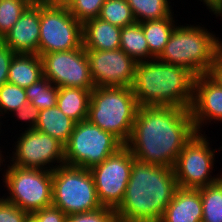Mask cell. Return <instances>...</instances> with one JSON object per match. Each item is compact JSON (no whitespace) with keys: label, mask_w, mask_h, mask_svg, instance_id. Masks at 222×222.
<instances>
[{"label":"cell","mask_w":222,"mask_h":222,"mask_svg":"<svg viewBox=\"0 0 222 222\" xmlns=\"http://www.w3.org/2000/svg\"><path fill=\"white\" fill-rule=\"evenodd\" d=\"M202 199V222H222V177L199 188Z\"/></svg>","instance_id":"25"},{"label":"cell","mask_w":222,"mask_h":222,"mask_svg":"<svg viewBox=\"0 0 222 222\" xmlns=\"http://www.w3.org/2000/svg\"><path fill=\"white\" fill-rule=\"evenodd\" d=\"M190 112L197 133H205V125L209 127L210 124H218L219 121L221 125L222 85L209 73L196 76L194 79Z\"/></svg>","instance_id":"15"},{"label":"cell","mask_w":222,"mask_h":222,"mask_svg":"<svg viewBox=\"0 0 222 222\" xmlns=\"http://www.w3.org/2000/svg\"><path fill=\"white\" fill-rule=\"evenodd\" d=\"M26 222H34V221L29 217Z\"/></svg>","instance_id":"41"},{"label":"cell","mask_w":222,"mask_h":222,"mask_svg":"<svg viewBox=\"0 0 222 222\" xmlns=\"http://www.w3.org/2000/svg\"><path fill=\"white\" fill-rule=\"evenodd\" d=\"M52 5L68 6L72 0H44Z\"/></svg>","instance_id":"38"},{"label":"cell","mask_w":222,"mask_h":222,"mask_svg":"<svg viewBox=\"0 0 222 222\" xmlns=\"http://www.w3.org/2000/svg\"><path fill=\"white\" fill-rule=\"evenodd\" d=\"M52 205L61 209L67 216L103 207L90 170L66 164L54 169Z\"/></svg>","instance_id":"7"},{"label":"cell","mask_w":222,"mask_h":222,"mask_svg":"<svg viewBox=\"0 0 222 222\" xmlns=\"http://www.w3.org/2000/svg\"><path fill=\"white\" fill-rule=\"evenodd\" d=\"M198 1H201L209 11L219 2V0H198Z\"/></svg>","instance_id":"39"},{"label":"cell","mask_w":222,"mask_h":222,"mask_svg":"<svg viewBox=\"0 0 222 222\" xmlns=\"http://www.w3.org/2000/svg\"><path fill=\"white\" fill-rule=\"evenodd\" d=\"M136 22L151 21L170 17L173 12L170 0H126ZM171 4V5H170Z\"/></svg>","instance_id":"24"},{"label":"cell","mask_w":222,"mask_h":222,"mask_svg":"<svg viewBox=\"0 0 222 222\" xmlns=\"http://www.w3.org/2000/svg\"><path fill=\"white\" fill-rule=\"evenodd\" d=\"M15 139L14 151L6 162L24 168L53 171L64 163V145L52 136L36 129L23 130ZM10 161V162H9ZM55 164V165H54Z\"/></svg>","instance_id":"11"},{"label":"cell","mask_w":222,"mask_h":222,"mask_svg":"<svg viewBox=\"0 0 222 222\" xmlns=\"http://www.w3.org/2000/svg\"><path fill=\"white\" fill-rule=\"evenodd\" d=\"M99 18L121 28L136 22L126 0H106L102 5Z\"/></svg>","instance_id":"28"},{"label":"cell","mask_w":222,"mask_h":222,"mask_svg":"<svg viewBox=\"0 0 222 222\" xmlns=\"http://www.w3.org/2000/svg\"><path fill=\"white\" fill-rule=\"evenodd\" d=\"M199 24L178 23L157 59L186 68L195 77L210 73L216 55L222 47V39L214 31L211 33L207 27Z\"/></svg>","instance_id":"4"},{"label":"cell","mask_w":222,"mask_h":222,"mask_svg":"<svg viewBox=\"0 0 222 222\" xmlns=\"http://www.w3.org/2000/svg\"><path fill=\"white\" fill-rule=\"evenodd\" d=\"M138 109L131 87H95L90 94L87 120L112 133L125 145L130 139Z\"/></svg>","instance_id":"5"},{"label":"cell","mask_w":222,"mask_h":222,"mask_svg":"<svg viewBox=\"0 0 222 222\" xmlns=\"http://www.w3.org/2000/svg\"><path fill=\"white\" fill-rule=\"evenodd\" d=\"M209 74L222 85V47L216 55Z\"/></svg>","instance_id":"36"},{"label":"cell","mask_w":222,"mask_h":222,"mask_svg":"<svg viewBox=\"0 0 222 222\" xmlns=\"http://www.w3.org/2000/svg\"><path fill=\"white\" fill-rule=\"evenodd\" d=\"M124 144L112 133L88 120L75 123L64 147V163L90 169L116 153Z\"/></svg>","instance_id":"8"},{"label":"cell","mask_w":222,"mask_h":222,"mask_svg":"<svg viewBox=\"0 0 222 222\" xmlns=\"http://www.w3.org/2000/svg\"><path fill=\"white\" fill-rule=\"evenodd\" d=\"M82 36L85 50L120 49L121 27L103 21L99 17L82 24Z\"/></svg>","instance_id":"18"},{"label":"cell","mask_w":222,"mask_h":222,"mask_svg":"<svg viewBox=\"0 0 222 222\" xmlns=\"http://www.w3.org/2000/svg\"><path fill=\"white\" fill-rule=\"evenodd\" d=\"M44 77L57 87H75L93 90L89 60L84 47L44 54Z\"/></svg>","instance_id":"13"},{"label":"cell","mask_w":222,"mask_h":222,"mask_svg":"<svg viewBox=\"0 0 222 222\" xmlns=\"http://www.w3.org/2000/svg\"><path fill=\"white\" fill-rule=\"evenodd\" d=\"M28 102L36 106L40 111L55 107L59 87L43 77L36 83L25 88Z\"/></svg>","instance_id":"26"},{"label":"cell","mask_w":222,"mask_h":222,"mask_svg":"<svg viewBox=\"0 0 222 222\" xmlns=\"http://www.w3.org/2000/svg\"><path fill=\"white\" fill-rule=\"evenodd\" d=\"M4 152L0 150V171L8 193L2 197L29 215L52 205V171L8 164Z\"/></svg>","instance_id":"6"},{"label":"cell","mask_w":222,"mask_h":222,"mask_svg":"<svg viewBox=\"0 0 222 222\" xmlns=\"http://www.w3.org/2000/svg\"><path fill=\"white\" fill-rule=\"evenodd\" d=\"M30 218L34 222H66L67 215L56 206L50 205L30 214Z\"/></svg>","instance_id":"34"},{"label":"cell","mask_w":222,"mask_h":222,"mask_svg":"<svg viewBox=\"0 0 222 222\" xmlns=\"http://www.w3.org/2000/svg\"><path fill=\"white\" fill-rule=\"evenodd\" d=\"M212 16L215 15V18H219L220 20H222V0H219V2L209 11Z\"/></svg>","instance_id":"37"},{"label":"cell","mask_w":222,"mask_h":222,"mask_svg":"<svg viewBox=\"0 0 222 222\" xmlns=\"http://www.w3.org/2000/svg\"><path fill=\"white\" fill-rule=\"evenodd\" d=\"M66 222H118L116 212L107 207L97 210L69 215Z\"/></svg>","instance_id":"31"},{"label":"cell","mask_w":222,"mask_h":222,"mask_svg":"<svg viewBox=\"0 0 222 222\" xmlns=\"http://www.w3.org/2000/svg\"><path fill=\"white\" fill-rule=\"evenodd\" d=\"M196 133L189 109L139 106L125 146L138 161L173 168L178 155Z\"/></svg>","instance_id":"1"},{"label":"cell","mask_w":222,"mask_h":222,"mask_svg":"<svg viewBox=\"0 0 222 222\" xmlns=\"http://www.w3.org/2000/svg\"><path fill=\"white\" fill-rule=\"evenodd\" d=\"M15 53L0 42V86L7 83L9 67Z\"/></svg>","instance_id":"35"},{"label":"cell","mask_w":222,"mask_h":222,"mask_svg":"<svg viewBox=\"0 0 222 222\" xmlns=\"http://www.w3.org/2000/svg\"><path fill=\"white\" fill-rule=\"evenodd\" d=\"M30 215L0 196V222H26Z\"/></svg>","instance_id":"32"},{"label":"cell","mask_w":222,"mask_h":222,"mask_svg":"<svg viewBox=\"0 0 222 222\" xmlns=\"http://www.w3.org/2000/svg\"><path fill=\"white\" fill-rule=\"evenodd\" d=\"M95 87H131L137 62L123 50H86Z\"/></svg>","instance_id":"14"},{"label":"cell","mask_w":222,"mask_h":222,"mask_svg":"<svg viewBox=\"0 0 222 222\" xmlns=\"http://www.w3.org/2000/svg\"><path fill=\"white\" fill-rule=\"evenodd\" d=\"M207 135L196 133L178 155L173 167L178 187L199 189L215 183L222 177L221 170L218 174H213L218 161L215 160L217 151L220 153V149L211 147L213 144Z\"/></svg>","instance_id":"9"},{"label":"cell","mask_w":222,"mask_h":222,"mask_svg":"<svg viewBox=\"0 0 222 222\" xmlns=\"http://www.w3.org/2000/svg\"><path fill=\"white\" fill-rule=\"evenodd\" d=\"M43 77V61L39 55L15 53L9 67L8 83L26 88Z\"/></svg>","instance_id":"19"},{"label":"cell","mask_w":222,"mask_h":222,"mask_svg":"<svg viewBox=\"0 0 222 222\" xmlns=\"http://www.w3.org/2000/svg\"><path fill=\"white\" fill-rule=\"evenodd\" d=\"M28 1H30L31 3H38V2H42L44 0H28Z\"/></svg>","instance_id":"40"},{"label":"cell","mask_w":222,"mask_h":222,"mask_svg":"<svg viewBox=\"0 0 222 222\" xmlns=\"http://www.w3.org/2000/svg\"><path fill=\"white\" fill-rule=\"evenodd\" d=\"M30 4L28 0H0V39L18 21Z\"/></svg>","instance_id":"29"},{"label":"cell","mask_w":222,"mask_h":222,"mask_svg":"<svg viewBox=\"0 0 222 222\" xmlns=\"http://www.w3.org/2000/svg\"><path fill=\"white\" fill-rule=\"evenodd\" d=\"M91 91L83 88L59 87L56 105L75 123L87 120Z\"/></svg>","instance_id":"20"},{"label":"cell","mask_w":222,"mask_h":222,"mask_svg":"<svg viewBox=\"0 0 222 222\" xmlns=\"http://www.w3.org/2000/svg\"><path fill=\"white\" fill-rule=\"evenodd\" d=\"M195 76L186 68L157 58L137 62L131 89L139 106H170L189 109Z\"/></svg>","instance_id":"3"},{"label":"cell","mask_w":222,"mask_h":222,"mask_svg":"<svg viewBox=\"0 0 222 222\" xmlns=\"http://www.w3.org/2000/svg\"><path fill=\"white\" fill-rule=\"evenodd\" d=\"M40 115V110L34 106L32 103L27 102L25 104H22L18 110H16L12 117L17 118L18 122L23 123L25 122L26 124L24 126H28L27 128H24V130H31L35 129V125L38 121Z\"/></svg>","instance_id":"33"},{"label":"cell","mask_w":222,"mask_h":222,"mask_svg":"<svg viewBox=\"0 0 222 222\" xmlns=\"http://www.w3.org/2000/svg\"><path fill=\"white\" fill-rule=\"evenodd\" d=\"M106 0H72L67 6L70 13L80 22L98 18Z\"/></svg>","instance_id":"30"},{"label":"cell","mask_w":222,"mask_h":222,"mask_svg":"<svg viewBox=\"0 0 222 222\" xmlns=\"http://www.w3.org/2000/svg\"><path fill=\"white\" fill-rule=\"evenodd\" d=\"M27 102L25 88L8 82L0 86V137L3 136L1 133H4L3 128L1 129L3 125L2 118L6 119L7 116L5 115L8 114L9 117V114L11 115L18 110L22 104ZM0 140H2V137Z\"/></svg>","instance_id":"27"},{"label":"cell","mask_w":222,"mask_h":222,"mask_svg":"<svg viewBox=\"0 0 222 222\" xmlns=\"http://www.w3.org/2000/svg\"><path fill=\"white\" fill-rule=\"evenodd\" d=\"M75 122L66 116L56 105L40 111L35 129L52 136L64 146L69 141Z\"/></svg>","instance_id":"21"},{"label":"cell","mask_w":222,"mask_h":222,"mask_svg":"<svg viewBox=\"0 0 222 222\" xmlns=\"http://www.w3.org/2000/svg\"><path fill=\"white\" fill-rule=\"evenodd\" d=\"M174 15L177 16L173 13L170 17L140 23L149 46V60L158 58L168 43L172 31L178 24Z\"/></svg>","instance_id":"22"},{"label":"cell","mask_w":222,"mask_h":222,"mask_svg":"<svg viewBox=\"0 0 222 222\" xmlns=\"http://www.w3.org/2000/svg\"><path fill=\"white\" fill-rule=\"evenodd\" d=\"M120 49L136 62L149 60V46L140 22L121 28Z\"/></svg>","instance_id":"23"},{"label":"cell","mask_w":222,"mask_h":222,"mask_svg":"<svg viewBox=\"0 0 222 222\" xmlns=\"http://www.w3.org/2000/svg\"><path fill=\"white\" fill-rule=\"evenodd\" d=\"M40 36V2L31 3L1 42L14 53L38 55Z\"/></svg>","instance_id":"16"},{"label":"cell","mask_w":222,"mask_h":222,"mask_svg":"<svg viewBox=\"0 0 222 222\" xmlns=\"http://www.w3.org/2000/svg\"><path fill=\"white\" fill-rule=\"evenodd\" d=\"M199 189L178 187L159 222H202Z\"/></svg>","instance_id":"17"},{"label":"cell","mask_w":222,"mask_h":222,"mask_svg":"<svg viewBox=\"0 0 222 222\" xmlns=\"http://www.w3.org/2000/svg\"><path fill=\"white\" fill-rule=\"evenodd\" d=\"M178 188L173 168L135 159L118 222H159Z\"/></svg>","instance_id":"2"},{"label":"cell","mask_w":222,"mask_h":222,"mask_svg":"<svg viewBox=\"0 0 222 222\" xmlns=\"http://www.w3.org/2000/svg\"><path fill=\"white\" fill-rule=\"evenodd\" d=\"M134 155L124 145L102 163L90 168L97 195L103 207L116 210L125 195Z\"/></svg>","instance_id":"12"},{"label":"cell","mask_w":222,"mask_h":222,"mask_svg":"<svg viewBox=\"0 0 222 222\" xmlns=\"http://www.w3.org/2000/svg\"><path fill=\"white\" fill-rule=\"evenodd\" d=\"M83 47L82 23L67 6L40 2V36L38 55L69 51Z\"/></svg>","instance_id":"10"}]
</instances>
